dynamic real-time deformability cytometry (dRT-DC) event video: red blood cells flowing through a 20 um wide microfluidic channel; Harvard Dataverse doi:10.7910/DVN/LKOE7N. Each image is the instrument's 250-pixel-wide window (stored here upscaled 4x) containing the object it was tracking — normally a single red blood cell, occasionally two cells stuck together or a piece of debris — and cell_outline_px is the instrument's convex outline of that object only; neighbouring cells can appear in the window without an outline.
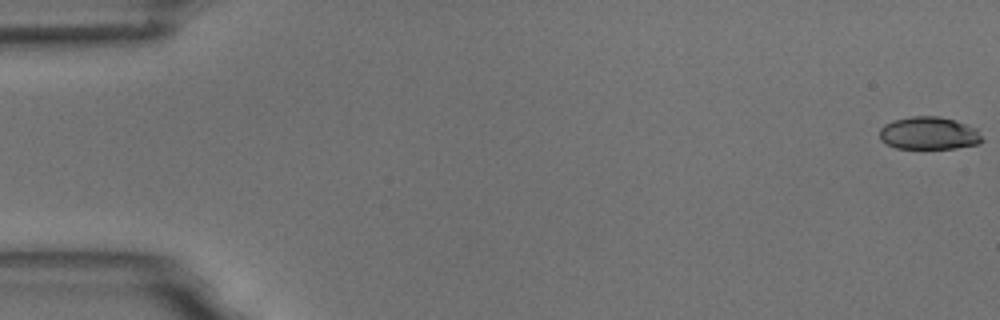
{"species": "common noctule bat (a hibernating species)", "species_latin": "Nyctalus noctula", "temperature_condition": "room temperature", "stored_images_in_passage": 56, "camera_frame_rate_fps": 3000, "um_per_image_px": 0.085, "animal": {"sex": "male", "body_mass_g": 18.8}, "frame": {"image": 1, "passage_image": 1, "time_ms": 0.0, "image_size_px": [1000, 320], "cell_outline_px": [[984, 140], [980, 144], [956, 148], [896, 148], [880, 140], [880, 128], [884, 124], [892, 120], [912, 116], [940, 116], [956, 120], [976, 128]], "centroid_in_image_um": [78.97, 11.32], "position_along_channel_um": 6.0, "area_um2": 19.71}}
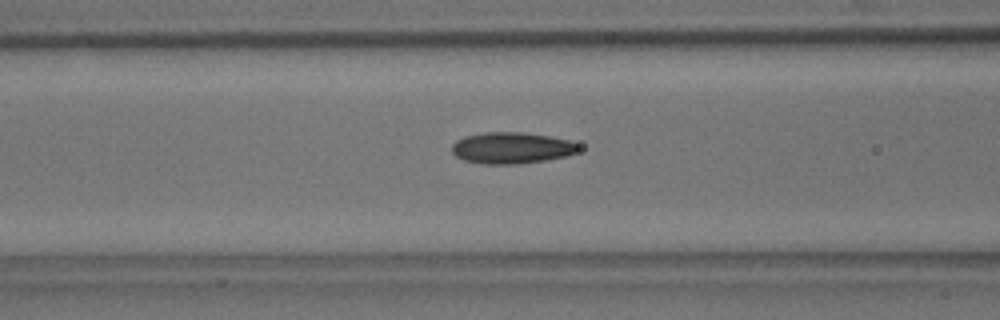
{"frame": {"image": 2, "passage_image": 23, "time_ms": 7.333, "image_size_px": [1000, 320], "cell_outline_px": [[580, 148], [576, 152], [568, 156], [548, 160], [516, 164], [484, 164], [464, 160], [456, 156], [452, 152], [452, 144], [456, 140], [464, 136], [484, 132], [524, 132], [548, 136], [568, 140], [576, 144]], "centroid_in_image_um": [43.47, 12.57], "position_along_channel_um": 123.1, "area_um2": 23.24}}
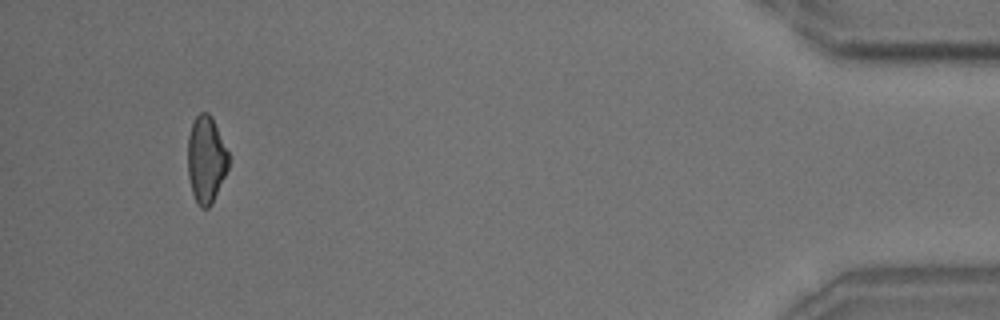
{"frame": {"image": 3, "passage_image": 53, "time_ms": 17.333, "image_size_px": [1000, 320], "cell_outline_px": [[228, 168], [212, 204], [208, 208], [200, 208], [192, 192], [188, 176], [188, 136], [192, 124], [196, 116], [200, 112], [208, 112], [212, 116], [228, 152]], "centroid_in_image_um": [17.51, 13.55], "position_along_channel_um": 417.7, "area_um2": 20.58}, "authors_computed_cell_mechanics": {"area_um2": 21.5305, "velocity_mm_per_s": 3.661, "shape_relaxation_time_tau1_ms": 8.4429, "shape_relaxation_time_tau2_ms": 3.3537, "deformation_change_tau1": 0.1743, "deformation_change_tau2": 0.1035}}